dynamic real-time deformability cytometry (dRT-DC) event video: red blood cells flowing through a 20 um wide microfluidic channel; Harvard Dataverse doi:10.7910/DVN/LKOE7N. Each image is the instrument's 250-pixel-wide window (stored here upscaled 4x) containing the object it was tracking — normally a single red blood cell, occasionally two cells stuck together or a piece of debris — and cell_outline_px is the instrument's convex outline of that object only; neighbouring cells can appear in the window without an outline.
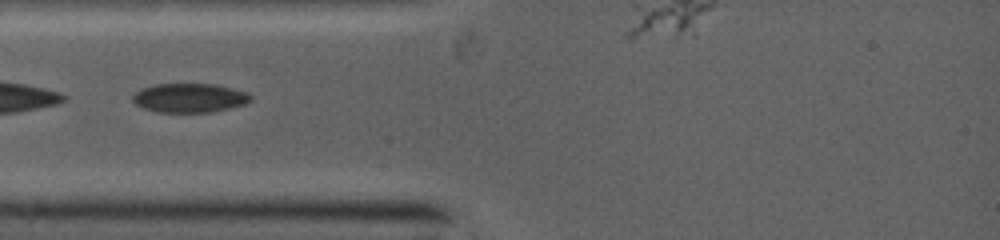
{"species": "common noctule bat (a hibernating species)", "species_latin": "Nyctalus noctula", "temperature_condition": "warm", "stored_images_in_passage": 4, "segment_of_instrument_passage": [1, 2], "camera_frame_rate_fps": 5000, "um_per_image_px": 0.085, "animal": {"sex": "female", "body_mass_g": 19.0, "forearm_length_mm": 53.3}, "frame": {"image": 1, "passage_image": 2, "time_ms": 0.6, "image_size_px": [1000, 240], "cell_outline_px": [[252, 100], [244, 104], [228, 108], [208, 112], [160, 112], [144, 108], [136, 104], [132, 100], [132, 96], [136, 92], [144, 88], [156, 84], [212, 84], [244, 92], [252, 96]], "centroid_in_image_um": [16.08, 8.32], "position_along_channel_um": 68.9, "area_um2": 19.54}}